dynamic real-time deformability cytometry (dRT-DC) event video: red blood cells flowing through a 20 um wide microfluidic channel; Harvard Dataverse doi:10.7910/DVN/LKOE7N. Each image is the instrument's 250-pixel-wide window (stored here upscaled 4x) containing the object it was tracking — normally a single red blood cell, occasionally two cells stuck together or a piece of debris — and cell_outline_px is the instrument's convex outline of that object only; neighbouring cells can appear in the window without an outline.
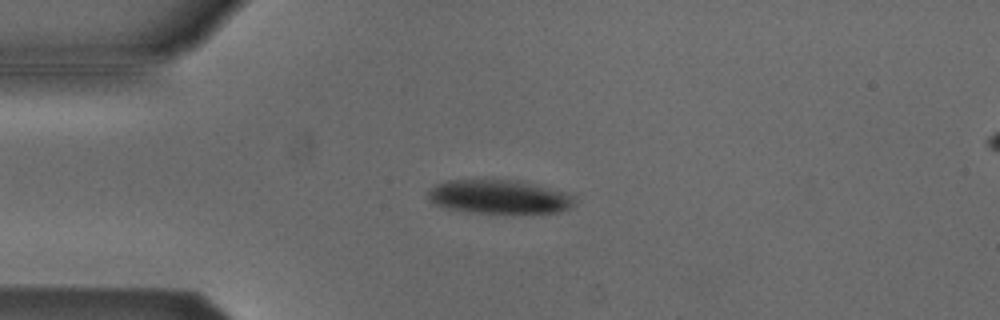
{"species": "Egyptian fruit bat (a non-hibernating species)", "species_latin": "Rousettus aegyptiacus", "temperature_condition": "cold", "stored_images_in_passage": 48, "camera_frame_rate_fps": 3000, "um_per_image_px": 0.085, "animal": {"sex": "male"}, "frame": {"image": 1, "passage_image": 12, "time_ms": 3.667, "image_size_px": [1000, 320], "cell_outline_px": [[576, 204], [560, 212], [512, 216], [468, 212], [444, 208], [432, 204], [428, 200], [428, 192], [432, 188], [440, 184], [452, 180], [516, 180], [568, 192], [576, 196]], "centroid_in_image_um": [42.51, 16.79], "position_along_channel_um": 42.5, "area_um2": 30.06}}
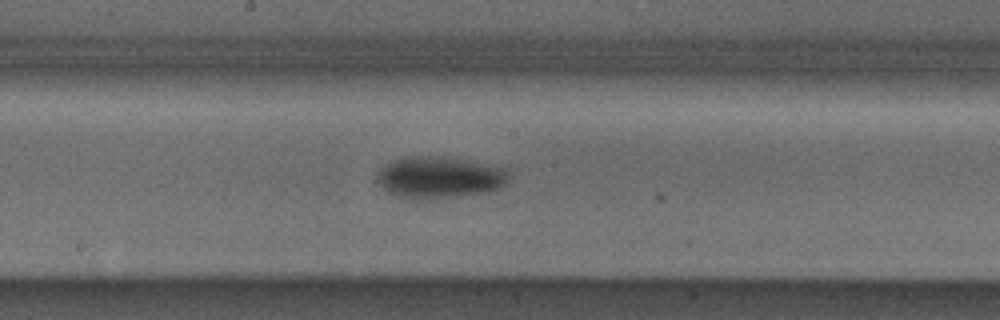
{"frame": {"image": 2, "passage_image": 27, "time_ms": 8.667, "image_size_px": [1000, 320], "cell_outline_px": [[508, 180], [500, 188], [488, 192], [452, 196], [396, 196], [380, 188], [376, 180], [376, 176], [380, 168], [392, 160], [404, 156], [440, 156], [504, 168], [508, 172]], "centroid_in_image_um": [37.29, 15.04], "position_along_channel_um": 210.9, "area_um2": 31.1}}
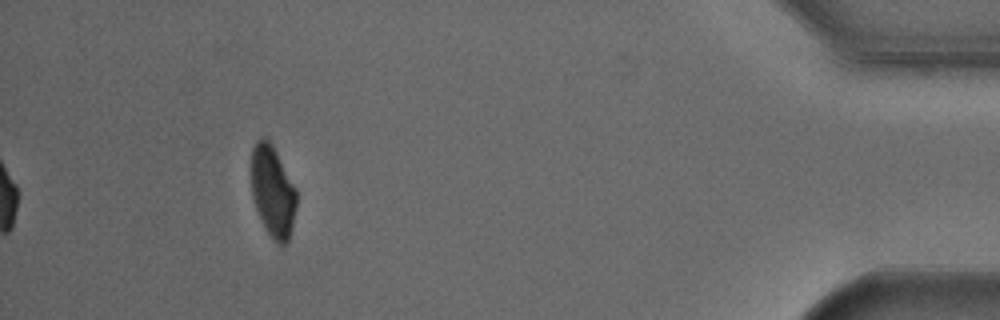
{"frame": {"image": 3, "passage_image": 48, "time_ms": 15.667, "image_size_px": [1000, 320], "cell_outline_px": [[296, 208], [288, 240], [284, 244], [276, 244], [264, 228], [256, 208], [252, 196], [252, 148], [256, 140], [260, 136], [264, 136], [272, 144], [296, 188]], "centroid_in_image_um": [23.17, 16.25], "position_along_channel_um": 412.0, "area_um2": 23.99}, "authors_computed_cell_mechanics": {"area_um2": 29.5647, "velocity_mm_per_s": 3.8062, "shape_relaxation_time_tau1_ms": 2.4812, "shape_relaxation_time_tau2_ms": null, "deformation_change_tau1": 0.1089, "deformation_change_tau2": null}}